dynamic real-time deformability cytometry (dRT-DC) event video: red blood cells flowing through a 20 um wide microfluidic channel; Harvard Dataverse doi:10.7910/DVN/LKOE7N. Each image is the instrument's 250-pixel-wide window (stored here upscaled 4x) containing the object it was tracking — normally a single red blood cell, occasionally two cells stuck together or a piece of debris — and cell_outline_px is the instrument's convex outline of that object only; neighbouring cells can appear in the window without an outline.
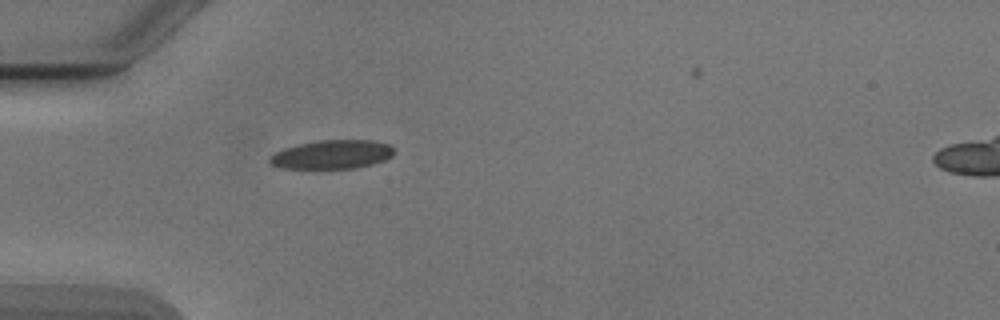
{"species": "Egyptian fruit bat (a non-hibernating species)", "species_latin": "Rousettus aegyptiacus", "temperature_condition": "cold", "stored_images_in_passage": 33, "camera_frame_rate_fps": 3000, "um_per_image_px": 0.085, "animal": {"sex": "male"}, "frame": {"image": 1, "passage_image": 1, "time_ms": 0.0, "image_size_px": [1000, 320], "cell_outline_px": [[392, 156], [384, 160], [372, 164], [356, 168], [280, 168], [268, 164], [268, 156], [284, 148], [300, 144], [320, 140], [372, 140], [388, 144], [392, 148]], "centroid_in_image_um": [28.17, 13.13], "position_along_channel_um": 56.8, "area_um2": 20.81}}
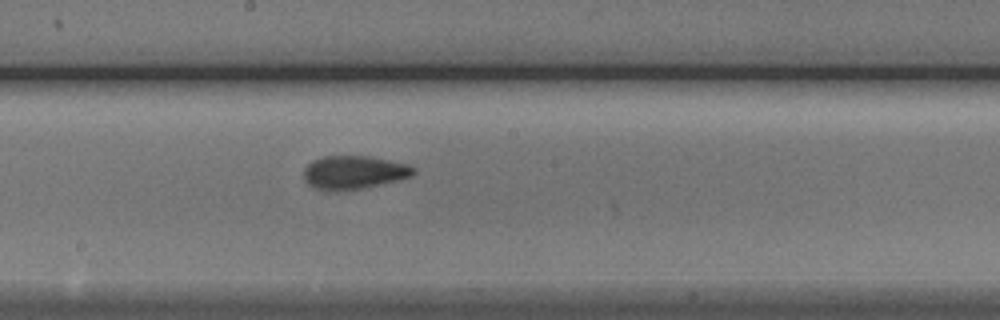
{"frame": {"image": 2, "passage_image": 14, "time_ms": 4.333, "image_size_px": [1000, 320], "cell_outline_px": [[416, 172], [412, 176], [400, 180], [364, 188], [340, 192], [324, 192], [312, 188], [304, 180], [304, 168], [312, 160], [324, 156], [368, 156], [408, 164], [416, 168]], "centroid_in_image_um": [30.05, 14.69], "position_along_channel_um": 218.1, "area_um2": 21.96}}
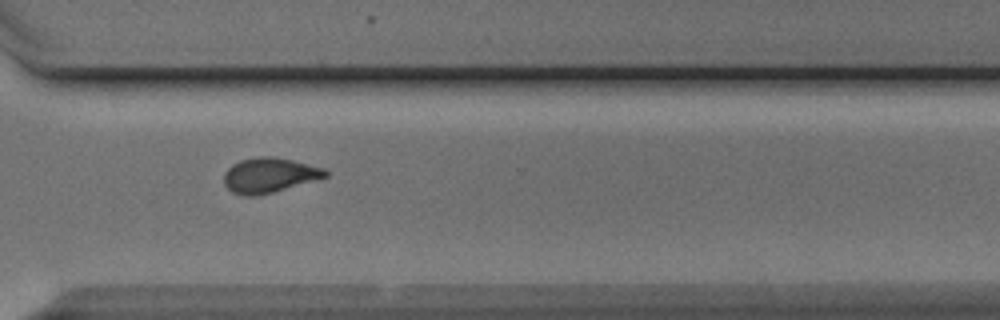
{"frame": {"image": 3, "passage_image": 24, "time_ms": 7.667, "image_size_px": [1000, 320], "cell_outline_px": [[328, 176], [272, 192], [256, 196], [244, 196], [232, 192], [224, 184], [224, 172], [232, 164], [240, 160], [256, 156], [272, 156], [292, 160], [324, 168], [328, 172]], "centroid_in_image_um": [22.85, 14.88], "position_along_channel_um": 347.8, "area_um2": 20.52}}